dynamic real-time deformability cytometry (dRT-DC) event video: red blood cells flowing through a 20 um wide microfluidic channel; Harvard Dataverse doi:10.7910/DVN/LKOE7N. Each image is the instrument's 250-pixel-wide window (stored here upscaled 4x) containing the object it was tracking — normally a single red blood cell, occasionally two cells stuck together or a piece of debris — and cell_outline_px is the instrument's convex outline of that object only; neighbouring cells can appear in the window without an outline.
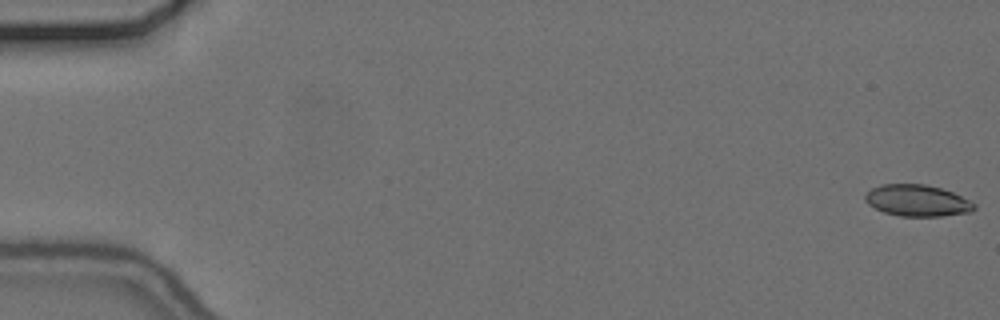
{"species": "common noctule bat (a hibernating species)", "species_latin": "Nyctalus noctula", "temperature_condition": "cold", "stored_images_in_passage": 54, "camera_frame_rate_fps": 3000, "um_per_image_px": 0.085, "animal": {"sex": "female", "body_mass_g": 24.6, "forearm_length_mm": 56.2}, "frame": {"image": 1, "passage_image": 1, "time_ms": 0.0, "image_size_px": [1000, 320], "cell_outline_px": [[976, 208], [972, 212], [940, 216], [900, 216], [884, 212], [868, 204], [864, 200], [864, 196], [872, 188], [880, 184], [924, 184], [940, 188], [952, 192], [976, 204]], "centroid_in_image_um": [77.96, 17.05], "position_along_channel_um": 7.0, "area_um2": 19.94}}
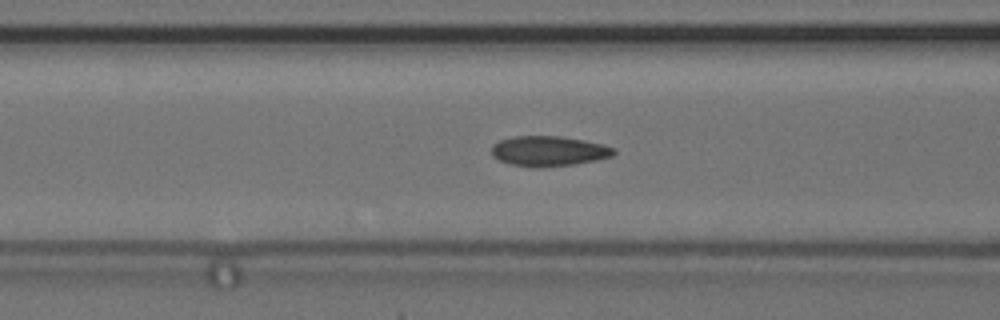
{"frame": {"image": 2, "passage_image": 23, "time_ms": 7.333, "image_size_px": [1000, 320], "cell_outline_px": [[616, 152], [612, 156], [596, 160], [572, 164], [536, 168], [512, 164], [500, 160], [492, 156], [492, 144], [500, 140], [516, 136], [564, 136], [604, 144], [616, 148]], "centroid_in_image_um": [46.67, 12.83], "position_along_channel_um": 119.9, "area_um2": 21.5}}
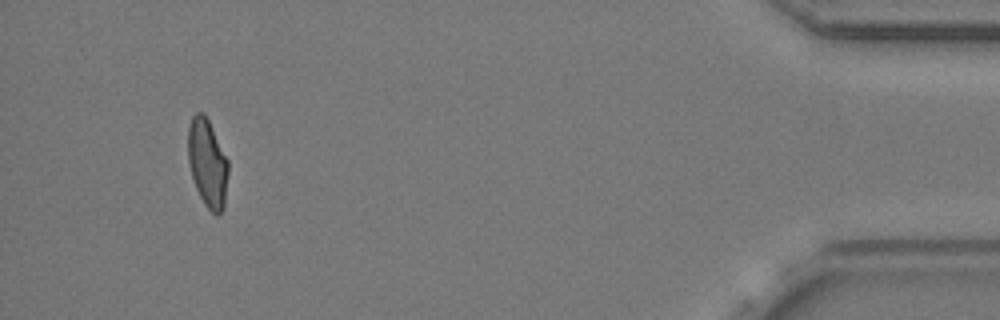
{"frame": {"image": 3, "passage_image": 53, "time_ms": 17.333, "image_size_px": [1000, 320], "cell_outline_px": [[228, 172], [224, 208], [216, 216], [204, 204], [196, 188], [192, 176], [188, 160], [188, 128], [192, 116], [196, 112], [204, 112], [228, 160]], "centroid_in_image_um": [17.63, 13.86], "position_along_channel_um": 417.6, "area_um2": 20.52}}